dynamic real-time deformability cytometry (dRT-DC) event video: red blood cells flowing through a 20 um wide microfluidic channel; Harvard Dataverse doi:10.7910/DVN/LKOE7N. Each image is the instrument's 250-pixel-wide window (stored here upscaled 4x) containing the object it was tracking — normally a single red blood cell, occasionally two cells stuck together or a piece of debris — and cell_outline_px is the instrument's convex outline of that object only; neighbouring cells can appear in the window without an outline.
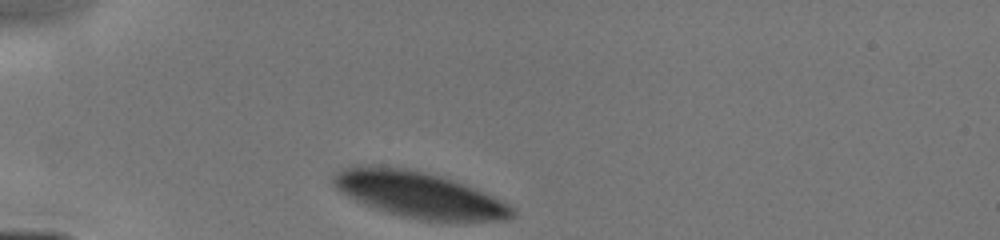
{"species": "human", "species_latin": "Homo sapiens", "temperature_condition": "cold", "stored_images_in_passage": 8, "camera_frame_rate_fps": 3000, "um_per_image_px": 0.085, "donor": {"sex": "male"}, "frame": {"image": 1, "passage_image": 1, "time_ms": 0.0, "image_size_px": [1000, 240], "cell_outline_px": [[516, 216], [508, 220], [420, 220], [400, 216], [384, 212], [372, 208], [340, 192], [332, 184], [332, 176], [336, 172], [352, 164], [376, 164], [408, 168], [440, 176], [464, 184], [492, 196], [508, 204], [516, 212]], "centroid_in_image_um": [35.52, 16.52], "position_along_channel_um": 49.5, "area_um2": 48.21}}
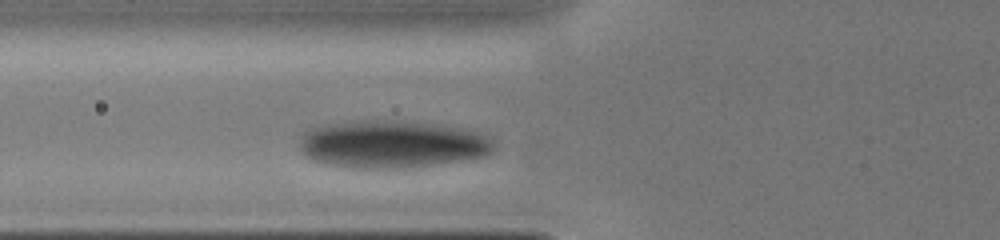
{"frame": {"image": 2, "passage_image": 5, "time_ms": 1.667, "image_size_px": [1000, 240], "cell_outline_px": [[496, 144], [492, 152], [484, 156], [464, 160], [436, 164], [404, 168], [352, 168], [328, 164], [316, 160], [308, 156], [300, 148], [300, 140], [304, 132], [328, 124], [416, 124], [452, 128], [476, 132], [492, 136]], "centroid_in_image_um": [33.4, 12.34], "position_along_channel_um": 92.4, "area_um2": 51.21}}
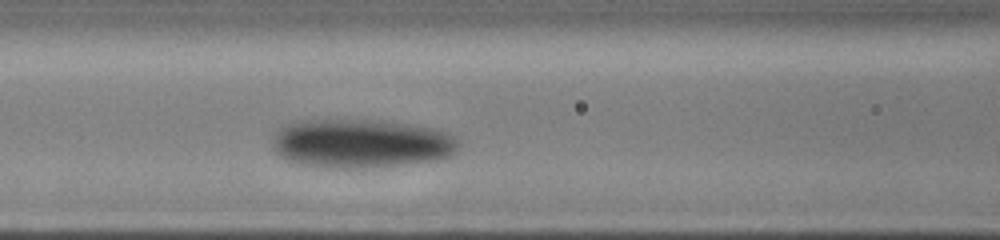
{"frame": {"image": 3, "passage_image": 8, "time_ms": 2.667, "image_size_px": [1000, 240], "cell_outline_px": [[460, 144], [448, 156], [428, 160], [372, 168], [320, 168], [300, 164], [288, 160], [280, 156], [272, 148], [272, 136], [280, 128], [296, 120], [392, 120], [440, 128], [456, 136]], "centroid_in_image_um": [30.67, 12.17], "position_along_channel_um": 135.9, "area_um2": 53.75}}